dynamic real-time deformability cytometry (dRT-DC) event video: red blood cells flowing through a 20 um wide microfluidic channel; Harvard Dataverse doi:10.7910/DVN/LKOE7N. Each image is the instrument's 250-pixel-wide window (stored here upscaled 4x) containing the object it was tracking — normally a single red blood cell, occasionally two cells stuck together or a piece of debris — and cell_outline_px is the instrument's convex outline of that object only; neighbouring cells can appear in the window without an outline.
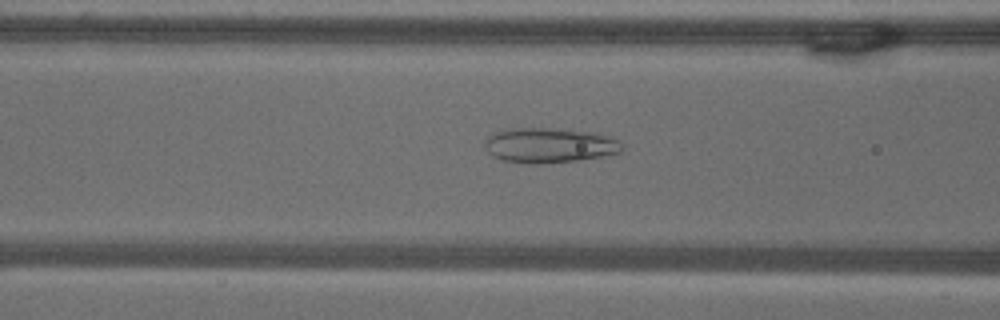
{"species": "common noctule bat (a hibernating species)", "species_latin": "Nyctalus noctula", "temperature_condition": "warm", "stored_images_in_passage": 53, "camera_frame_rate_fps": 3000, "um_per_image_px": 0.085, "animal": {"sex": "male", "body_mass_g": 18.8}, "frame": {"image": 1, "passage_image": 21, "time_ms": 6.667, "image_size_px": [1000, 320], "cell_outline_px": [[624, 148], [620, 152], [600, 156], [576, 160], [544, 164], [532, 164], [500, 160], [492, 156], [488, 152], [484, 144], [484, 140], [492, 132], [504, 128], [552, 128], [596, 132], [620, 140]], "centroid_in_image_um": [46.65, 12.34], "position_along_channel_um": 119.9, "area_um2": 28.38}}
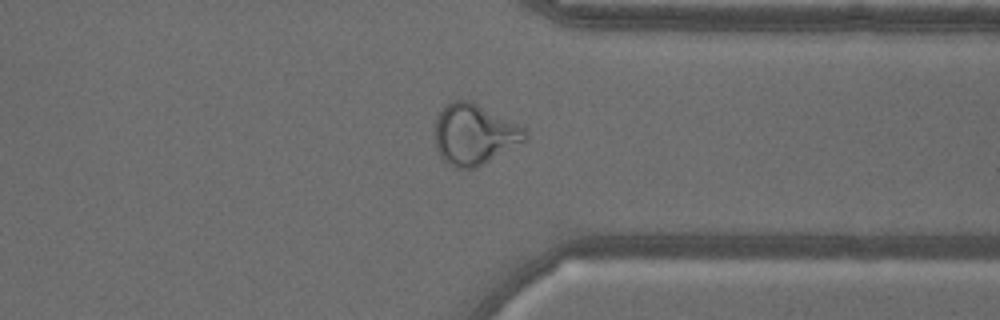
{"frame": {"image": 2, "passage_image": 41, "time_ms": 13.333, "image_size_px": [1000, 320], "cell_outline_px": [[528, 140], [476, 168], [456, 168], [448, 164], [440, 156], [436, 148], [436, 120], [440, 112], [452, 100], [472, 100], [520, 124], [528, 132]], "centroid_in_image_um": [40.37, 11.41], "position_along_channel_um": 371.0, "area_um2": 32.14}}
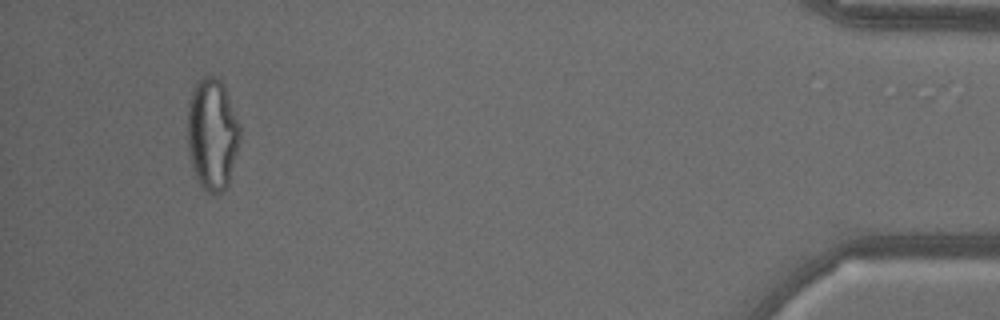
{"frame": {"image": 3, "passage_image": 50, "time_ms": 16.333, "image_size_px": [1000, 320], "cell_outline_px": [[240, 140], [228, 184], [216, 196], [212, 196], [196, 180], [188, 156], [188, 100], [196, 80], [208, 76], [212, 76], [220, 80], [224, 84], [240, 124]], "centroid_in_image_um": [18.03, 11.41], "position_along_channel_um": 417.2, "area_um2": 34.56}}